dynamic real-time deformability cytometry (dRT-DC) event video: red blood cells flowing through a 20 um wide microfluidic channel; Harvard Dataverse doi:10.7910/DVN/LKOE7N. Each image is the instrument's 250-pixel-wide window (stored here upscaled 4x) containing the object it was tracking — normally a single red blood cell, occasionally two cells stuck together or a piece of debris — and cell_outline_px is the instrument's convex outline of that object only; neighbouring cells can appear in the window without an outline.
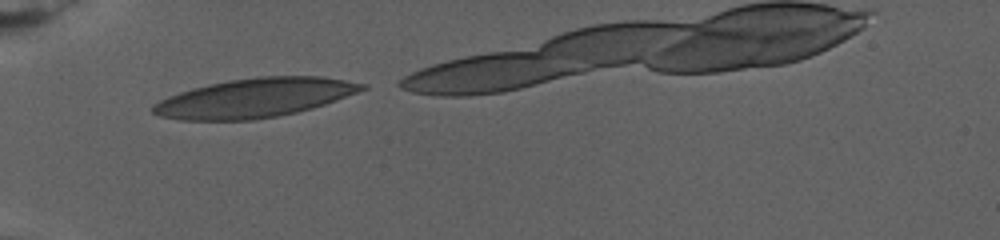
{"species": "human", "species_latin": "Homo sapiens", "temperature_condition": "warm", "stored_images_in_passage": 18, "camera_frame_rate_fps": 3000, "um_per_image_px": 0.085, "donor": {"sex": "female"}, "frame": {"image": 1, "passage_image": 1, "time_ms": 0.0, "image_size_px": [1000, 240], "cell_outline_px": [[368, 88], [336, 100], [312, 108], [296, 112], [276, 116], [252, 120], [180, 120], [160, 116], [152, 112], [152, 104], [168, 96], [192, 88], [208, 84], [228, 80], [256, 76], [320, 76], [368, 84]], "centroid_in_image_um": [21.63, 8.31], "position_along_channel_um": 63.4, "area_um2": 47.51}}
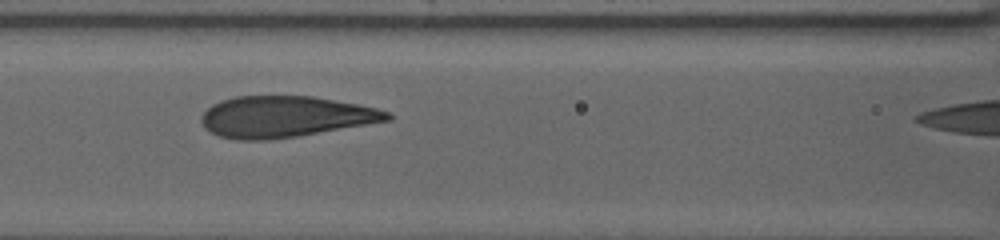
{"frame": {"image": 2, "passage_image": 14, "time_ms": 3.333, "image_size_px": [1000, 240], "cell_outline_px": [[392, 120], [296, 136], [268, 140], [236, 140], [220, 136], [212, 132], [200, 120], [204, 112], [212, 104], [220, 100], [236, 96], [312, 96], [356, 104], [376, 108], [388, 112], [392, 116]], "centroid_in_image_um": [24.23, 9.91], "position_along_channel_um": 142.4, "area_um2": 44.22}}
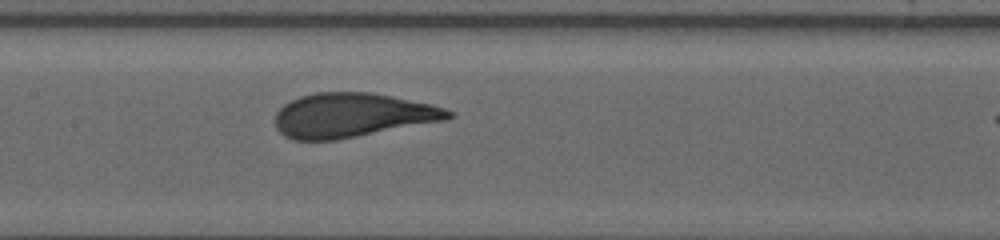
{"frame": {"image": 3, "passage_image": 17, "time_ms": 4.667, "image_size_px": [1000, 240], "cell_outline_px": [[452, 116], [444, 120], [336, 140], [292, 140], [284, 136], [276, 128], [276, 112], [284, 104], [300, 96], [316, 92], [372, 92], [432, 104], [444, 108], [452, 112]], "centroid_in_image_um": [29.9, 9.79], "position_along_channel_um": 177.5, "area_um2": 44.45}}